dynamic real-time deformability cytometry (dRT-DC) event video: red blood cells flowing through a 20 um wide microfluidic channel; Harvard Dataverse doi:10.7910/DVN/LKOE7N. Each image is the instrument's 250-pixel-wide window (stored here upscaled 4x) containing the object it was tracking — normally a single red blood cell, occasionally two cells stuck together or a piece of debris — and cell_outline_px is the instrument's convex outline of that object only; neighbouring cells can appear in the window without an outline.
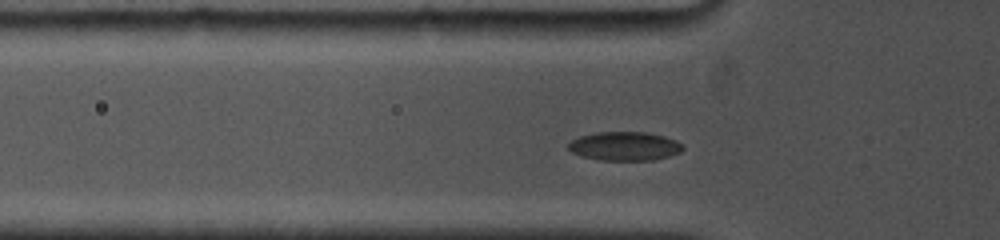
{"species": "common noctule bat (a hibernating species)", "species_latin": "Nyctalus noctula", "temperature_condition": "cold", "stored_images_in_passage": 30, "camera_frame_rate_fps": 5000, "um_per_image_px": 0.085, "animal": {"sex": "female", "body_mass_g": 19.0, "forearm_length_mm": 53.3}, "frame": {"image": 1, "passage_image": 8, "time_ms": 2.0, "image_size_px": [1000, 240], "cell_outline_px": [[684, 148], [680, 152], [668, 156], [652, 160], [600, 160], [580, 156], [572, 152], [568, 148], [568, 144], [572, 140], [580, 136], [596, 132], [648, 132], [664, 136], [676, 140], [684, 144]], "centroid_in_image_um": [53.1, 12.42], "position_along_channel_um": 72.7, "area_um2": 19.31}}
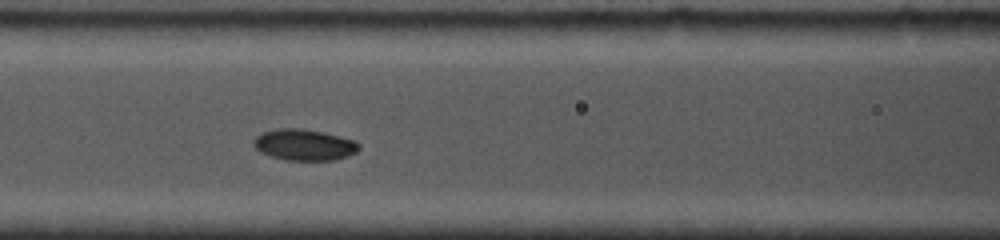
{"frame": {"image": 2, "passage_image": 14, "time_ms": 3.8, "image_size_px": [1000, 240], "cell_outline_px": [[360, 148], [356, 152], [348, 156], [332, 160], [284, 160], [260, 152], [252, 144], [252, 140], [256, 136], [264, 132], [276, 128], [300, 128], [324, 132], [356, 140], [360, 144]], "centroid_in_image_um": [25.87, 12.3], "position_along_channel_um": 140.7, "area_um2": 19.31}}
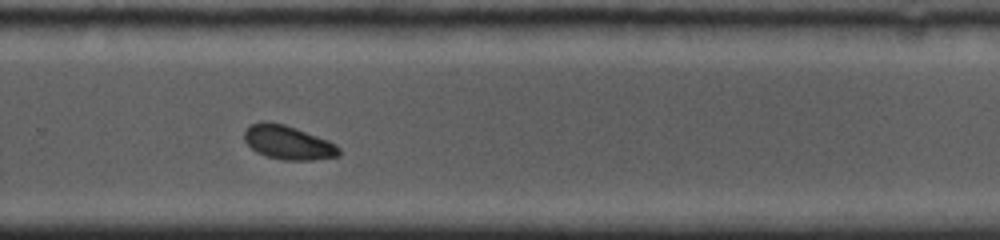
{"frame": {"image": 3, "passage_image": 29, "time_ms": 8.2, "image_size_px": [1000, 240], "cell_outline_px": [[340, 156], [312, 160], [284, 160], [268, 156], [256, 152], [244, 140], [244, 132], [252, 124], [260, 120], [268, 120], [284, 124], [296, 128], [328, 140], [336, 144], [340, 148]], "centroid_in_image_um": [24.49, 12.1], "position_along_channel_um": 305.3, "area_um2": 18.79}}